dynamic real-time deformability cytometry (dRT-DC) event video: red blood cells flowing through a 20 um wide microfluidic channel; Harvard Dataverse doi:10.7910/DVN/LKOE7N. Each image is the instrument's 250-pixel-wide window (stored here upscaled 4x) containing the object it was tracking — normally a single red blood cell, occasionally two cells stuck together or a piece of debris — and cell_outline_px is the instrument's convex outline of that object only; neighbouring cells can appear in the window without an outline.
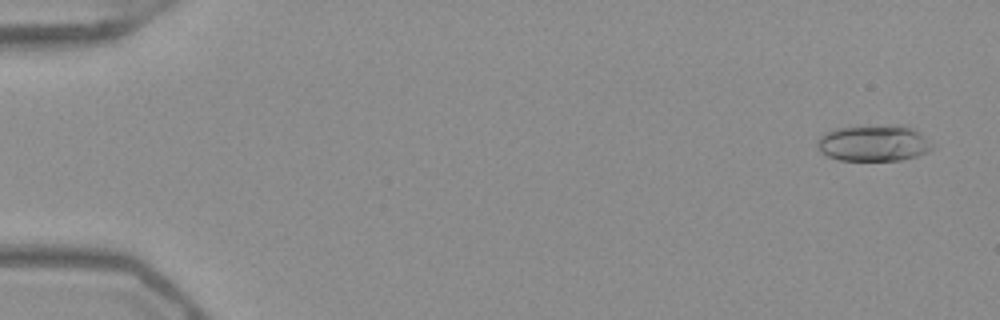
{"species": "Egyptian fruit bat (a non-hibernating species)", "species_latin": "Rousettus aegyptiacus", "temperature_condition": "warm", "stored_images_in_passage": 53, "camera_frame_rate_fps": 3000, "um_per_image_px": 0.085, "frame": {"image": 1, "passage_image": 3, "time_ms": 0.667, "image_size_px": [1000, 320], "cell_outline_px": [[932, 148], [928, 152], [916, 156], [900, 160], [840, 160], [828, 156], [820, 152], [816, 144], [816, 140], [824, 132], [836, 128], [912, 128], [928, 140]], "centroid_in_image_um": [74.17, 12.23], "position_along_channel_um": 10.8, "area_um2": 23.12}}
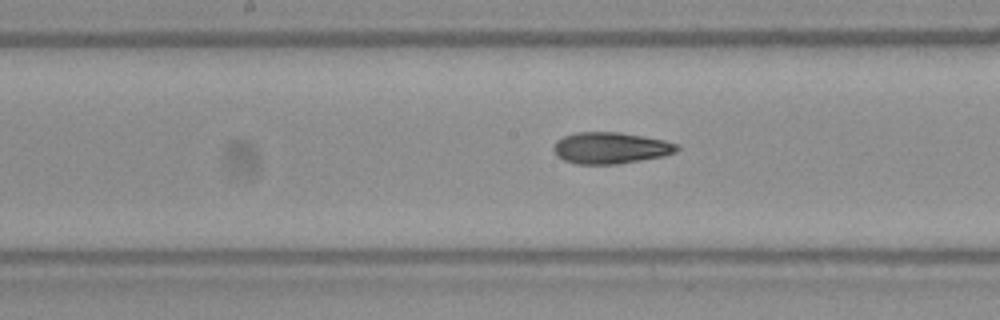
{"frame": {"image": 2, "passage_image": 28, "time_ms": 9.0, "image_size_px": [1000, 320], "cell_outline_px": [[680, 148], [676, 152], [664, 156], [616, 164], [576, 164], [564, 160], [556, 156], [552, 148], [556, 140], [564, 136], [576, 132], [620, 132], [644, 136], [664, 140], [680, 144]], "centroid_in_image_um": [51.9, 12.57], "position_along_channel_um": 196.3, "area_um2": 22.83}}
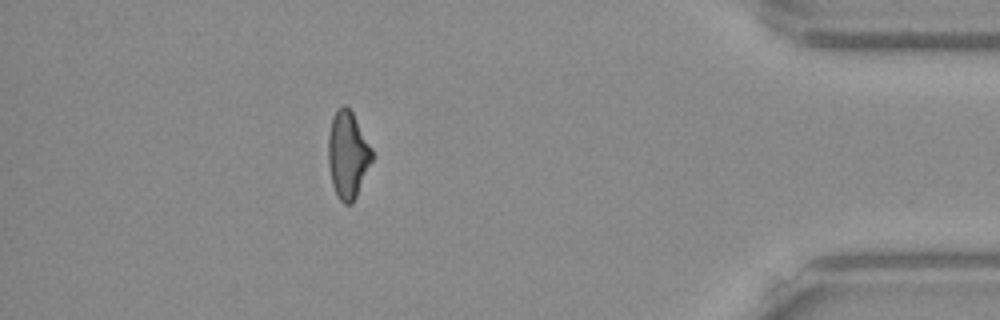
{"frame": {"image": 3, "passage_image": 47, "time_ms": 15.333, "image_size_px": [1000, 320], "cell_outline_px": [[372, 160], [356, 196], [352, 204], [344, 204], [340, 200], [332, 184], [328, 164], [328, 136], [332, 116], [336, 108], [344, 104], [352, 112], [372, 148]], "centroid_in_image_um": [29.54, 13.13], "position_along_channel_um": 405.7, "area_um2": 22.08}, "authors_computed_cell_mechanics": {"area_um2": 22.7732, "velocity_mm_per_s": 3.9849, "shape_relaxation_time_tau1_ms": 6.0596, "shape_relaxation_time_tau2_ms": 2.5993, "deformation_change_tau1": 0.18, "deformation_change_tau2": 0.1095}}